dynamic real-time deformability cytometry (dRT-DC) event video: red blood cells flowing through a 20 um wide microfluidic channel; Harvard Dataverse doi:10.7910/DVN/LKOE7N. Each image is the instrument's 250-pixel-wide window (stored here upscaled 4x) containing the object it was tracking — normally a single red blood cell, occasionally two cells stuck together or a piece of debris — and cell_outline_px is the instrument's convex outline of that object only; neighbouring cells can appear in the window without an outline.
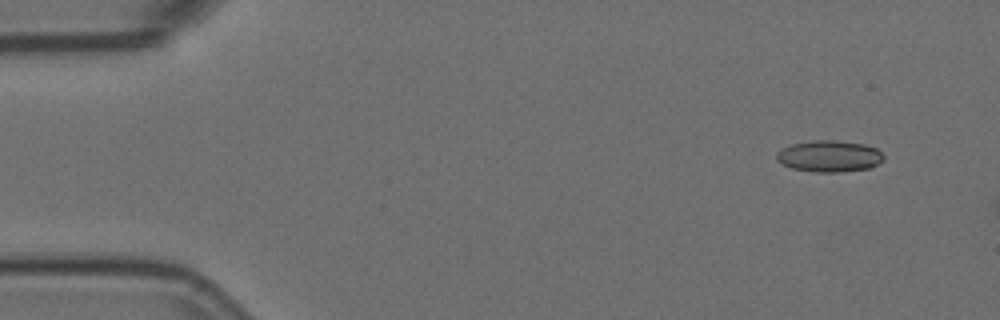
{"species": "Egyptian fruit bat (a non-hibernating species)", "species_latin": "Rousettus aegyptiacus", "temperature_condition": "room temperature", "stored_images_in_passage": 7, "camera_frame_rate_fps": 3000, "um_per_image_px": 0.085, "animal": {"sex": "female"}, "frame": {"image": 1, "passage_image": 5, "time_ms": 1.333, "image_size_px": [1000, 320], "cell_outline_px": [[884, 160], [868, 168], [840, 172], [816, 172], [792, 168], [776, 160], [776, 152], [780, 148], [792, 144], [816, 140], [832, 140], [864, 144], [876, 148], [884, 156]], "centroid_in_image_um": [70.47, 13.27], "position_along_channel_um": 14.5, "area_um2": 19.54}}